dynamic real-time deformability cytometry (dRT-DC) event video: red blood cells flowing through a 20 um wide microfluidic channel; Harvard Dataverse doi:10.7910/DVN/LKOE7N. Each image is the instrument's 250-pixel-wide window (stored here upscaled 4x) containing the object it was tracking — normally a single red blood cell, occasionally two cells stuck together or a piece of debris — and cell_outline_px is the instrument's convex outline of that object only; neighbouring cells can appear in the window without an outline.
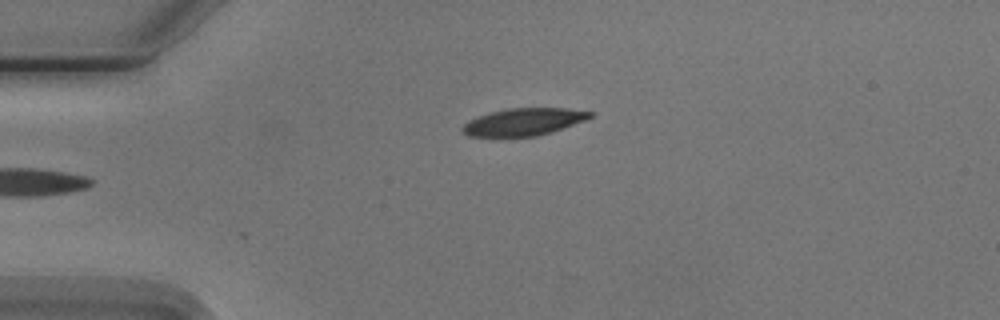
{"species": "Egyptian fruit bat (a non-hibernating species)", "species_latin": "Rousettus aegyptiacus", "temperature_condition": "cold", "stored_images_in_passage": 5, "camera_frame_rate_fps": 3000, "um_per_image_px": 0.085, "animal": {"sex": "male"}, "frame": {"image": 1, "passage_image": 5, "time_ms": 4.667, "image_size_px": [1000, 320], "cell_outline_px": [[592, 116], [584, 120], [552, 132], [536, 136], [468, 136], [460, 128], [468, 120], [488, 112], [508, 108], [568, 108], [592, 112]], "centroid_in_image_um": [44.48, 10.35], "position_along_channel_um": 40.5, "area_um2": 20.17}}